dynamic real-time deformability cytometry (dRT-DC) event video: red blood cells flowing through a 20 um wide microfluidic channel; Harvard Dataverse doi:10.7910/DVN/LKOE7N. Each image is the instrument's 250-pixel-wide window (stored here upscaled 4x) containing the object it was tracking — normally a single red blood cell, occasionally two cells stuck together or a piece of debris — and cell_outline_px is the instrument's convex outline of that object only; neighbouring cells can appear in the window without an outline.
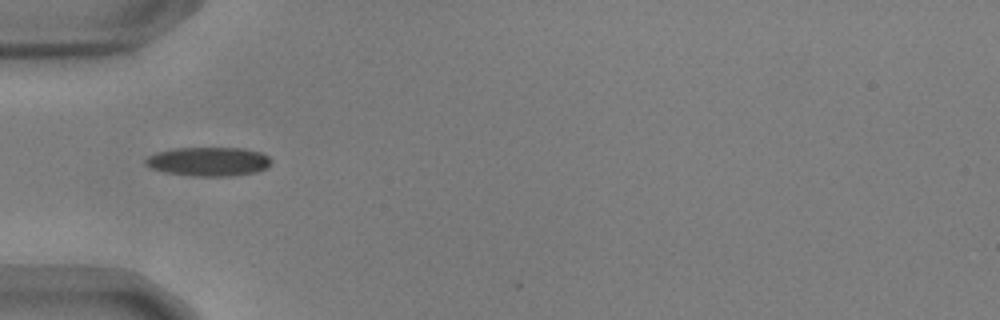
{"species": "common noctule bat (a hibernating species)", "species_latin": "Nyctalus noctula", "temperature_condition": "warm", "stored_images_in_passage": 38, "camera_frame_rate_fps": 3000, "um_per_image_px": 0.085, "animal": {"sex": "male", "body_mass_g": 17.9, "forearm_length_mm": 54.2}, "frame": {"image": 1, "passage_image": 1, "time_ms": 0.0, "image_size_px": [1000, 320], "cell_outline_px": [[272, 164], [268, 168], [256, 172], [232, 176], [196, 176], [164, 172], [152, 168], [144, 164], [144, 160], [148, 156], [156, 152], [176, 148], [244, 148], [260, 152], [268, 156], [272, 160]], "centroid_in_image_um": [17.75, 13.73], "position_along_channel_um": 67.2, "area_um2": 21.39}}
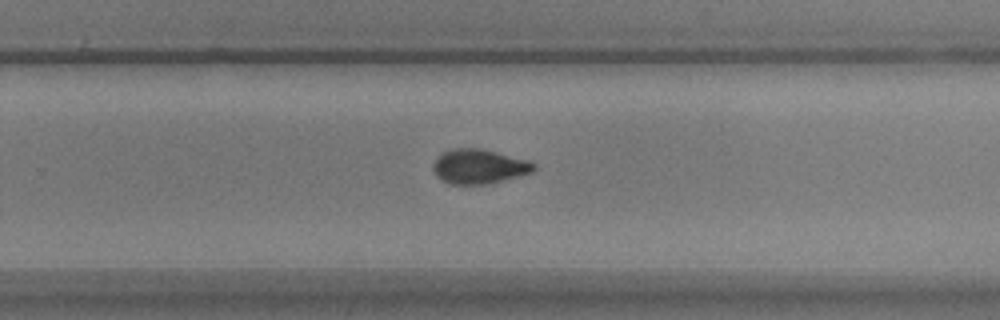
{"frame": {"image": 2, "passage_image": 19, "time_ms": 6.0, "image_size_px": [1000, 320], "cell_outline_px": [[536, 168], [532, 172], [488, 184], [448, 184], [440, 180], [436, 176], [432, 168], [432, 164], [444, 152], [456, 148], [480, 148], [528, 160], [536, 164]], "centroid_in_image_um": [40.7, 14.16], "position_along_channel_um": 289.1, "area_um2": 20.17}}
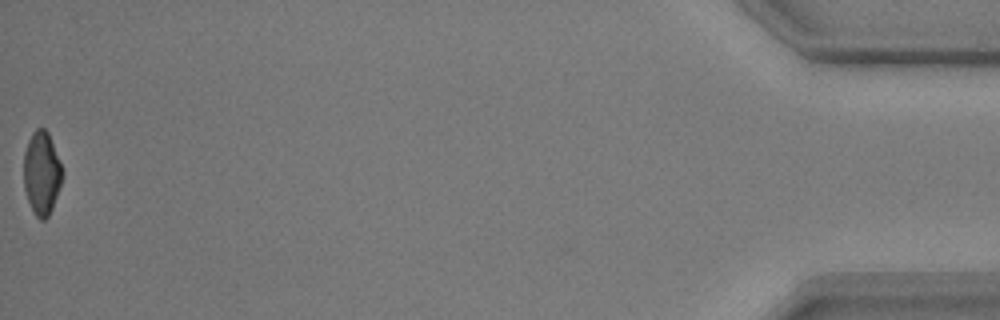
{"frame": {"image": 3, "passage_image": 38, "time_ms": 12.333, "image_size_px": [1000, 320], "cell_outline_px": [[64, 172], [52, 208], [48, 216], [44, 220], [40, 220], [32, 212], [24, 188], [24, 152], [28, 140], [32, 132], [36, 128], [44, 128], [48, 132]], "centroid_in_image_um": [3.53, 14.71], "position_along_channel_um": 431.7, "area_um2": 18.67}, "authors_computed_cell_mechanics": {"area_um2": 20.1433, "velocity_mm_per_s": 3.701, "shape_relaxation_time_tau1_ms": 6.0999, "shape_relaxation_time_tau2_ms": 1.9624, "deformation_change_tau1": 0.1852, "deformation_change_tau2": 0.0669}}